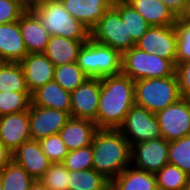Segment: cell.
Here are the masks:
<instances>
[{"label":"cell","instance_id":"obj_1","mask_svg":"<svg viewBox=\"0 0 190 190\" xmlns=\"http://www.w3.org/2000/svg\"><path fill=\"white\" fill-rule=\"evenodd\" d=\"M100 82L97 128L118 129L135 103V82L122 73L102 77Z\"/></svg>","mask_w":190,"mask_h":190},{"label":"cell","instance_id":"obj_2","mask_svg":"<svg viewBox=\"0 0 190 190\" xmlns=\"http://www.w3.org/2000/svg\"><path fill=\"white\" fill-rule=\"evenodd\" d=\"M93 167L109 181L131 165V146L118 129H98L92 140Z\"/></svg>","mask_w":190,"mask_h":190},{"label":"cell","instance_id":"obj_3","mask_svg":"<svg viewBox=\"0 0 190 190\" xmlns=\"http://www.w3.org/2000/svg\"><path fill=\"white\" fill-rule=\"evenodd\" d=\"M51 36L81 41L90 39V30L64 8L60 0L46 1L30 9Z\"/></svg>","mask_w":190,"mask_h":190},{"label":"cell","instance_id":"obj_4","mask_svg":"<svg viewBox=\"0 0 190 190\" xmlns=\"http://www.w3.org/2000/svg\"><path fill=\"white\" fill-rule=\"evenodd\" d=\"M135 103L156 114L182 98L176 73L135 81Z\"/></svg>","mask_w":190,"mask_h":190},{"label":"cell","instance_id":"obj_5","mask_svg":"<svg viewBox=\"0 0 190 190\" xmlns=\"http://www.w3.org/2000/svg\"><path fill=\"white\" fill-rule=\"evenodd\" d=\"M122 54L91 38L78 52L77 65L89 78H102L121 73Z\"/></svg>","mask_w":190,"mask_h":190},{"label":"cell","instance_id":"obj_6","mask_svg":"<svg viewBox=\"0 0 190 190\" xmlns=\"http://www.w3.org/2000/svg\"><path fill=\"white\" fill-rule=\"evenodd\" d=\"M176 66L168 59L155 53L139 50L137 47L122 53L121 73L134 82L141 79L169 77L175 74Z\"/></svg>","mask_w":190,"mask_h":190},{"label":"cell","instance_id":"obj_7","mask_svg":"<svg viewBox=\"0 0 190 190\" xmlns=\"http://www.w3.org/2000/svg\"><path fill=\"white\" fill-rule=\"evenodd\" d=\"M90 38L100 44L110 46L121 54L136 43L127 35V29L118 11L111 6L90 31Z\"/></svg>","mask_w":190,"mask_h":190},{"label":"cell","instance_id":"obj_8","mask_svg":"<svg viewBox=\"0 0 190 190\" xmlns=\"http://www.w3.org/2000/svg\"><path fill=\"white\" fill-rule=\"evenodd\" d=\"M118 130L130 146L137 142L163 138L156 115L136 103L132 105Z\"/></svg>","mask_w":190,"mask_h":190},{"label":"cell","instance_id":"obj_9","mask_svg":"<svg viewBox=\"0 0 190 190\" xmlns=\"http://www.w3.org/2000/svg\"><path fill=\"white\" fill-rule=\"evenodd\" d=\"M162 137L167 141L190 135V101L185 98L157 112Z\"/></svg>","mask_w":190,"mask_h":190},{"label":"cell","instance_id":"obj_10","mask_svg":"<svg viewBox=\"0 0 190 190\" xmlns=\"http://www.w3.org/2000/svg\"><path fill=\"white\" fill-rule=\"evenodd\" d=\"M168 149L169 141L164 138L137 142L131 145V165L135 162L136 169L156 174L169 163Z\"/></svg>","mask_w":190,"mask_h":190},{"label":"cell","instance_id":"obj_11","mask_svg":"<svg viewBox=\"0 0 190 190\" xmlns=\"http://www.w3.org/2000/svg\"><path fill=\"white\" fill-rule=\"evenodd\" d=\"M135 47L141 51L155 53L163 59H168L176 66L177 32L174 25L150 26L136 42Z\"/></svg>","mask_w":190,"mask_h":190},{"label":"cell","instance_id":"obj_12","mask_svg":"<svg viewBox=\"0 0 190 190\" xmlns=\"http://www.w3.org/2000/svg\"><path fill=\"white\" fill-rule=\"evenodd\" d=\"M100 90V78H88L74 91L70 92V117L89 119L96 123Z\"/></svg>","mask_w":190,"mask_h":190},{"label":"cell","instance_id":"obj_13","mask_svg":"<svg viewBox=\"0 0 190 190\" xmlns=\"http://www.w3.org/2000/svg\"><path fill=\"white\" fill-rule=\"evenodd\" d=\"M70 115L67 112L30 105L29 129L31 140L39 141L60 132Z\"/></svg>","mask_w":190,"mask_h":190},{"label":"cell","instance_id":"obj_14","mask_svg":"<svg viewBox=\"0 0 190 190\" xmlns=\"http://www.w3.org/2000/svg\"><path fill=\"white\" fill-rule=\"evenodd\" d=\"M29 140V110L0 116V141L11 152Z\"/></svg>","mask_w":190,"mask_h":190},{"label":"cell","instance_id":"obj_15","mask_svg":"<svg viewBox=\"0 0 190 190\" xmlns=\"http://www.w3.org/2000/svg\"><path fill=\"white\" fill-rule=\"evenodd\" d=\"M13 161L24 168L35 180L49 169L51 161L43 153L39 141L29 140L12 152Z\"/></svg>","mask_w":190,"mask_h":190},{"label":"cell","instance_id":"obj_16","mask_svg":"<svg viewBox=\"0 0 190 190\" xmlns=\"http://www.w3.org/2000/svg\"><path fill=\"white\" fill-rule=\"evenodd\" d=\"M19 63L30 93L54 79L55 66L44 53H28Z\"/></svg>","mask_w":190,"mask_h":190},{"label":"cell","instance_id":"obj_17","mask_svg":"<svg viewBox=\"0 0 190 190\" xmlns=\"http://www.w3.org/2000/svg\"><path fill=\"white\" fill-rule=\"evenodd\" d=\"M69 14L90 31L112 5L114 0H60Z\"/></svg>","mask_w":190,"mask_h":190},{"label":"cell","instance_id":"obj_18","mask_svg":"<svg viewBox=\"0 0 190 190\" xmlns=\"http://www.w3.org/2000/svg\"><path fill=\"white\" fill-rule=\"evenodd\" d=\"M97 130L94 121L70 117L61 128L59 135L67 149L73 151L91 145Z\"/></svg>","mask_w":190,"mask_h":190},{"label":"cell","instance_id":"obj_19","mask_svg":"<svg viewBox=\"0 0 190 190\" xmlns=\"http://www.w3.org/2000/svg\"><path fill=\"white\" fill-rule=\"evenodd\" d=\"M19 28L28 53H43L45 51L51 35L30 9L19 19Z\"/></svg>","mask_w":190,"mask_h":190},{"label":"cell","instance_id":"obj_20","mask_svg":"<svg viewBox=\"0 0 190 190\" xmlns=\"http://www.w3.org/2000/svg\"><path fill=\"white\" fill-rule=\"evenodd\" d=\"M28 54L19 28V20L0 25V59L20 62Z\"/></svg>","mask_w":190,"mask_h":190},{"label":"cell","instance_id":"obj_21","mask_svg":"<svg viewBox=\"0 0 190 190\" xmlns=\"http://www.w3.org/2000/svg\"><path fill=\"white\" fill-rule=\"evenodd\" d=\"M31 105L61 110L70 115V92L53 80L31 93Z\"/></svg>","mask_w":190,"mask_h":190},{"label":"cell","instance_id":"obj_22","mask_svg":"<svg viewBox=\"0 0 190 190\" xmlns=\"http://www.w3.org/2000/svg\"><path fill=\"white\" fill-rule=\"evenodd\" d=\"M132 167L128 166L110 181L111 190H158L155 174Z\"/></svg>","mask_w":190,"mask_h":190},{"label":"cell","instance_id":"obj_23","mask_svg":"<svg viewBox=\"0 0 190 190\" xmlns=\"http://www.w3.org/2000/svg\"><path fill=\"white\" fill-rule=\"evenodd\" d=\"M150 26L175 25L177 17L160 0H125Z\"/></svg>","mask_w":190,"mask_h":190},{"label":"cell","instance_id":"obj_24","mask_svg":"<svg viewBox=\"0 0 190 190\" xmlns=\"http://www.w3.org/2000/svg\"><path fill=\"white\" fill-rule=\"evenodd\" d=\"M81 41L67 39L62 36H50L45 51L46 57L54 66L77 62Z\"/></svg>","mask_w":190,"mask_h":190},{"label":"cell","instance_id":"obj_25","mask_svg":"<svg viewBox=\"0 0 190 190\" xmlns=\"http://www.w3.org/2000/svg\"><path fill=\"white\" fill-rule=\"evenodd\" d=\"M120 14L127 35L136 43L150 28L146 20L125 0H114L112 5Z\"/></svg>","mask_w":190,"mask_h":190},{"label":"cell","instance_id":"obj_26","mask_svg":"<svg viewBox=\"0 0 190 190\" xmlns=\"http://www.w3.org/2000/svg\"><path fill=\"white\" fill-rule=\"evenodd\" d=\"M69 190H111L110 181L94 169L69 171Z\"/></svg>","mask_w":190,"mask_h":190},{"label":"cell","instance_id":"obj_27","mask_svg":"<svg viewBox=\"0 0 190 190\" xmlns=\"http://www.w3.org/2000/svg\"><path fill=\"white\" fill-rule=\"evenodd\" d=\"M30 92L23 68L18 62H2L0 65V92Z\"/></svg>","mask_w":190,"mask_h":190},{"label":"cell","instance_id":"obj_28","mask_svg":"<svg viewBox=\"0 0 190 190\" xmlns=\"http://www.w3.org/2000/svg\"><path fill=\"white\" fill-rule=\"evenodd\" d=\"M3 190H29L35 181L28 172L13 160L0 171Z\"/></svg>","mask_w":190,"mask_h":190},{"label":"cell","instance_id":"obj_29","mask_svg":"<svg viewBox=\"0 0 190 190\" xmlns=\"http://www.w3.org/2000/svg\"><path fill=\"white\" fill-rule=\"evenodd\" d=\"M89 77L77 65V62L55 66L54 81L64 90L74 91Z\"/></svg>","mask_w":190,"mask_h":190},{"label":"cell","instance_id":"obj_30","mask_svg":"<svg viewBox=\"0 0 190 190\" xmlns=\"http://www.w3.org/2000/svg\"><path fill=\"white\" fill-rule=\"evenodd\" d=\"M158 190H185L188 175L179 167L166 164L156 174Z\"/></svg>","mask_w":190,"mask_h":190},{"label":"cell","instance_id":"obj_31","mask_svg":"<svg viewBox=\"0 0 190 190\" xmlns=\"http://www.w3.org/2000/svg\"><path fill=\"white\" fill-rule=\"evenodd\" d=\"M31 105L30 92H0V116L29 110Z\"/></svg>","mask_w":190,"mask_h":190},{"label":"cell","instance_id":"obj_32","mask_svg":"<svg viewBox=\"0 0 190 190\" xmlns=\"http://www.w3.org/2000/svg\"><path fill=\"white\" fill-rule=\"evenodd\" d=\"M168 159L169 164L190 175V135L169 141Z\"/></svg>","mask_w":190,"mask_h":190},{"label":"cell","instance_id":"obj_33","mask_svg":"<svg viewBox=\"0 0 190 190\" xmlns=\"http://www.w3.org/2000/svg\"><path fill=\"white\" fill-rule=\"evenodd\" d=\"M39 180L50 190H69V170L61 162L51 163Z\"/></svg>","mask_w":190,"mask_h":190},{"label":"cell","instance_id":"obj_34","mask_svg":"<svg viewBox=\"0 0 190 190\" xmlns=\"http://www.w3.org/2000/svg\"><path fill=\"white\" fill-rule=\"evenodd\" d=\"M69 171L87 170L93 167V151L89 145L84 148L69 151L61 162Z\"/></svg>","mask_w":190,"mask_h":190},{"label":"cell","instance_id":"obj_35","mask_svg":"<svg viewBox=\"0 0 190 190\" xmlns=\"http://www.w3.org/2000/svg\"><path fill=\"white\" fill-rule=\"evenodd\" d=\"M174 27L177 32V65L190 61V23L177 17Z\"/></svg>","mask_w":190,"mask_h":190},{"label":"cell","instance_id":"obj_36","mask_svg":"<svg viewBox=\"0 0 190 190\" xmlns=\"http://www.w3.org/2000/svg\"><path fill=\"white\" fill-rule=\"evenodd\" d=\"M39 143L43 153L52 163L62 162L69 152L59 133L42 138Z\"/></svg>","mask_w":190,"mask_h":190},{"label":"cell","instance_id":"obj_37","mask_svg":"<svg viewBox=\"0 0 190 190\" xmlns=\"http://www.w3.org/2000/svg\"><path fill=\"white\" fill-rule=\"evenodd\" d=\"M27 10L23 0H0V25L18 21Z\"/></svg>","mask_w":190,"mask_h":190},{"label":"cell","instance_id":"obj_38","mask_svg":"<svg viewBox=\"0 0 190 190\" xmlns=\"http://www.w3.org/2000/svg\"><path fill=\"white\" fill-rule=\"evenodd\" d=\"M175 73L182 98L190 101V61L177 64Z\"/></svg>","mask_w":190,"mask_h":190},{"label":"cell","instance_id":"obj_39","mask_svg":"<svg viewBox=\"0 0 190 190\" xmlns=\"http://www.w3.org/2000/svg\"><path fill=\"white\" fill-rule=\"evenodd\" d=\"M167 8H169L176 17H180L184 12L186 4L189 0H160Z\"/></svg>","mask_w":190,"mask_h":190},{"label":"cell","instance_id":"obj_40","mask_svg":"<svg viewBox=\"0 0 190 190\" xmlns=\"http://www.w3.org/2000/svg\"><path fill=\"white\" fill-rule=\"evenodd\" d=\"M12 160V152L0 141V171Z\"/></svg>","mask_w":190,"mask_h":190},{"label":"cell","instance_id":"obj_41","mask_svg":"<svg viewBox=\"0 0 190 190\" xmlns=\"http://www.w3.org/2000/svg\"><path fill=\"white\" fill-rule=\"evenodd\" d=\"M29 190H50L45 184H43L40 180H35Z\"/></svg>","mask_w":190,"mask_h":190},{"label":"cell","instance_id":"obj_42","mask_svg":"<svg viewBox=\"0 0 190 190\" xmlns=\"http://www.w3.org/2000/svg\"><path fill=\"white\" fill-rule=\"evenodd\" d=\"M179 18L187 23H190V0L187 2L185 10Z\"/></svg>","mask_w":190,"mask_h":190},{"label":"cell","instance_id":"obj_43","mask_svg":"<svg viewBox=\"0 0 190 190\" xmlns=\"http://www.w3.org/2000/svg\"><path fill=\"white\" fill-rule=\"evenodd\" d=\"M46 1H53V0H23L25 6L28 9H31L34 6H36V5L40 4V3L46 2Z\"/></svg>","mask_w":190,"mask_h":190},{"label":"cell","instance_id":"obj_44","mask_svg":"<svg viewBox=\"0 0 190 190\" xmlns=\"http://www.w3.org/2000/svg\"><path fill=\"white\" fill-rule=\"evenodd\" d=\"M185 190H190V175L188 176L187 183L185 186Z\"/></svg>","mask_w":190,"mask_h":190},{"label":"cell","instance_id":"obj_45","mask_svg":"<svg viewBox=\"0 0 190 190\" xmlns=\"http://www.w3.org/2000/svg\"><path fill=\"white\" fill-rule=\"evenodd\" d=\"M0 190H3V189H2V183H1V180H0Z\"/></svg>","mask_w":190,"mask_h":190}]
</instances>
